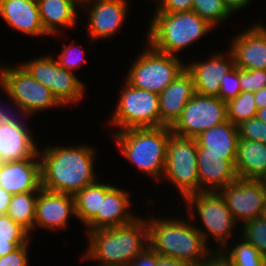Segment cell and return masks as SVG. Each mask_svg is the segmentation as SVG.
Masks as SVG:
<instances>
[{
	"mask_svg": "<svg viewBox=\"0 0 266 266\" xmlns=\"http://www.w3.org/2000/svg\"><path fill=\"white\" fill-rule=\"evenodd\" d=\"M39 191L13 194L7 215L29 232L34 229L36 200Z\"/></svg>",
	"mask_w": 266,
	"mask_h": 266,
	"instance_id": "cell-28",
	"label": "cell"
},
{
	"mask_svg": "<svg viewBox=\"0 0 266 266\" xmlns=\"http://www.w3.org/2000/svg\"><path fill=\"white\" fill-rule=\"evenodd\" d=\"M184 201H186L191 214L194 215V209L197 210L203 225L207 228L208 233L203 229L198 231L203 236L205 243L207 237L210 236L216 239L217 244L220 243L222 249H227V239L232 236V228L235 227L237 221L232 216L230 209L227 207L225 200L219 192H198L196 194L189 195ZM224 247V248H223Z\"/></svg>",
	"mask_w": 266,
	"mask_h": 266,
	"instance_id": "cell-10",
	"label": "cell"
},
{
	"mask_svg": "<svg viewBox=\"0 0 266 266\" xmlns=\"http://www.w3.org/2000/svg\"><path fill=\"white\" fill-rule=\"evenodd\" d=\"M243 224L242 237L256 247L261 255L266 257V222L262 217H259Z\"/></svg>",
	"mask_w": 266,
	"mask_h": 266,
	"instance_id": "cell-32",
	"label": "cell"
},
{
	"mask_svg": "<svg viewBox=\"0 0 266 266\" xmlns=\"http://www.w3.org/2000/svg\"><path fill=\"white\" fill-rule=\"evenodd\" d=\"M218 192L237 223L261 217L266 205V189L258 180L238 178Z\"/></svg>",
	"mask_w": 266,
	"mask_h": 266,
	"instance_id": "cell-13",
	"label": "cell"
},
{
	"mask_svg": "<svg viewBox=\"0 0 266 266\" xmlns=\"http://www.w3.org/2000/svg\"><path fill=\"white\" fill-rule=\"evenodd\" d=\"M0 86H2L3 89H5V86H4V79H3V76H2V72H1V69H0Z\"/></svg>",
	"mask_w": 266,
	"mask_h": 266,
	"instance_id": "cell-50",
	"label": "cell"
},
{
	"mask_svg": "<svg viewBox=\"0 0 266 266\" xmlns=\"http://www.w3.org/2000/svg\"><path fill=\"white\" fill-rule=\"evenodd\" d=\"M37 4L48 35L57 34L59 26L73 27L76 24V6L80 4L77 0H37Z\"/></svg>",
	"mask_w": 266,
	"mask_h": 266,
	"instance_id": "cell-25",
	"label": "cell"
},
{
	"mask_svg": "<svg viewBox=\"0 0 266 266\" xmlns=\"http://www.w3.org/2000/svg\"><path fill=\"white\" fill-rule=\"evenodd\" d=\"M227 120V104L219 97L195 93L186 104L181 116L171 127L172 133L189 138Z\"/></svg>",
	"mask_w": 266,
	"mask_h": 266,
	"instance_id": "cell-12",
	"label": "cell"
},
{
	"mask_svg": "<svg viewBox=\"0 0 266 266\" xmlns=\"http://www.w3.org/2000/svg\"><path fill=\"white\" fill-rule=\"evenodd\" d=\"M228 55L214 54L205 62L187 64L185 69L192 75L195 93L219 97L221 79L235 67L232 51ZM229 56L228 58H225ZM230 58V59H229Z\"/></svg>",
	"mask_w": 266,
	"mask_h": 266,
	"instance_id": "cell-16",
	"label": "cell"
},
{
	"mask_svg": "<svg viewBox=\"0 0 266 266\" xmlns=\"http://www.w3.org/2000/svg\"><path fill=\"white\" fill-rule=\"evenodd\" d=\"M240 93V69L235 66L225 75V78L221 79L219 98L227 103Z\"/></svg>",
	"mask_w": 266,
	"mask_h": 266,
	"instance_id": "cell-34",
	"label": "cell"
},
{
	"mask_svg": "<svg viewBox=\"0 0 266 266\" xmlns=\"http://www.w3.org/2000/svg\"><path fill=\"white\" fill-rule=\"evenodd\" d=\"M40 153L41 188L75 195L97 181L93 170L95 151L90 146L47 147Z\"/></svg>",
	"mask_w": 266,
	"mask_h": 266,
	"instance_id": "cell-1",
	"label": "cell"
},
{
	"mask_svg": "<svg viewBox=\"0 0 266 266\" xmlns=\"http://www.w3.org/2000/svg\"><path fill=\"white\" fill-rule=\"evenodd\" d=\"M227 120L234 125H239L245 120L256 117L257 107L255 94L252 92H241L236 98L227 103Z\"/></svg>",
	"mask_w": 266,
	"mask_h": 266,
	"instance_id": "cell-29",
	"label": "cell"
},
{
	"mask_svg": "<svg viewBox=\"0 0 266 266\" xmlns=\"http://www.w3.org/2000/svg\"><path fill=\"white\" fill-rule=\"evenodd\" d=\"M195 94L192 75L185 69L158 94L160 127H172Z\"/></svg>",
	"mask_w": 266,
	"mask_h": 266,
	"instance_id": "cell-19",
	"label": "cell"
},
{
	"mask_svg": "<svg viewBox=\"0 0 266 266\" xmlns=\"http://www.w3.org/2000/svg\"><path fill=\"white\" fill-rule=\"evenodd\" d=\"M158 254L148 247L138 255L128 266H152L157 265Z\"/></svg>",
	"mask_w": 266,
	"mask_h": 266,
	"instance_id": "cell-42",
	"label": "cell"
},
{
	"mask_svg": "<svg viewBox=\"0 0 266 266\" xmlns=\"http://www.w3.org/2000/svg\"><path fill=\"white\" fill-rule=\"evenodd\" d=\"M197 160L195 138L171 133L167 145L163 177L179 189V193L184 199L200 192Z\"/></svg>",
	"mask_w": 266,
	"mask_h": 266,
	"instance_id": "cell-7",
	"label": "cell"
},
{
	"mask_svg": "<svg viewBox=\"0 0 266 266\" xmlns=\"http://www.w3.org/2000/svg\"><path fill=\"white\" fill-rule=\"evenodd\" d=\"M266 87V70H242L240 69V88L241 92H252Z\"/></svg>",
	"mask_w": 266,
	"mask_h": 266,
	"instance_id": "cell-35",
	"label": "cell"
},
{
	"mask_svg": "<svg viewBox=\"0 0 266 266\" xmlns=\"http://www.w3.org/2000/svg\"><path fill=\"white\" fill-rule=\"evenodd\" d=\"M130 206L129 193L113 187L102 198L101 213L86 225L89 231L113 228L133 222L137 217L128 212Z\"/></svg>",
	"mask_w": 266,
	"mask_h": 266,
	"instance_id": "cell-22",
	"label": "cell"
},
{
	"mask_svg": "<svg viewBox=\"0 0 266 266\" xmlns=\"http://www.w3.org/2000/svg\"><path fill=\"white\" fill-rule=\"evenodd\" d=\"M239 139L259 141L266 144V123L257 117L245 120L237 125Z\"/></svg>",
	"mask_w": 266,
	"mask_h": 266,
	"instance_id": "cell-33",
	"label": "cell"
},
{
	"mask_svg": "<svg viewBox=\"0 0 266 266\" xmlns=\"http://www.w3.org/2000/svg\"><path fill=\"white\" fill-rule=\"evenodd\" d=\"M258 181L266 189V171L259 177Z\"/></svg>",
	"mask_w": 266,
	"mask_h": 266,
	"instance_id": "cell-49",
	"label": "cell"
},
{
	"mask_svg": "<svg viewBox=\"0 0 266 266\" xmlns=\"http://www.w3.org/2000/svg\"><path fill=\"white\" fill-rule=\"evenodd\" d=\"M225 7L232 14L234 11L246 8V6L251 2V0H222Z\"/></svg>",
	"mask_w": 266,
	"mask_h": 266,
	"instance_id": "cell-43",
	"label": "cell"
},
{
	"mask_svg": "<svg viewBox=\"0 0 266 266\" xmlns=\"http://www.w3.org/2000/svg\"><path fill=\"white\" fill-rule=\"evenodd\" d=\"M197 155L223 156L228 161H236L238 148V128L230 121L218 124L199 134Z\"/></svg>",
	"mask_w": 266,
	"mask_h": 266,
	"instance_id": "cell-20",
	"label": "cell"
},
{
	"mask_svg": "<svg viewBox=\"0 0 266 266\" xmlns=\"http://www.w3.org/2000/svg\"><path fill=\"white\" fill-rule=\"evenodd\" d=\"M121 130L160 127L158 94L133 87L126 81L110 120Z\"/></svg>",
	"mask_w": 266,
	"mask_h": 266,
	"instance_id": "cell-8",
	"label": "cell"
},
{
	"mask_svg": "<svg viewBox=\"0 0 266 266\" xmlns=\"http://www.w3.org/2000/svg\"><path fill=\"white\" fill-rule=\"evenodd\" d=\"M242 241L227 253L235 266H266V257L261 255L258 249L247 242L243 237Z\"/></svg>",
	"mask_w": 266,
	"mask_h": 266,
	"instance_id": "cell-31",
	"label": "cell"
},
{
	"mask_svg": "<svg viewBox=\"0 0 266 266\" xmlns=\"http://www.w3.org/2000/svg\"><path fill=\"white\" fill-rule=\"evenodd\" d=\"M235 66L242 70H266V28L260 24L241 32L231 41Z\"/></svg>",
	"mask_w": 266,
	"mask_h": 266,
	"instance_id": "cell-17",
	"label": "cell"
},
{
	"mask_svg": "<svg viewBox=\"0 0 266 266\" xmlns=\"http://www.w3.org/2000/svg\"><path fill=\"white\" fill-rule=\"evenodd\" d=\"M12 194L0 187V215L7 214Z\"/></svg>",
	"mask_w": 266,
	"mask_h": 266,
	"instance_id": "cell-44",
	"label": "cell"
},
{
	"mask_svg": "<svg viewBox=\"0 0 266 266\" xmlns=\"http://www.w3.org/2000/svg\"><path fill=\"white\" fill-rule=\"evenodd\" d=\"M29 242L25 245L19 246L13 252L6 256L0 257V266H27L28 254L27 247Z\"/></svg>",
	"mask_w": 266,
	"mask_h": 266,
	"instance_id": "cell-37",
	"label": "cell"
},
{
	"mask_svg": "<svg viewBox=\"0 0 266 266\" xmlns=\"http://www.w3.org/2000/svg\"><path fill=\"white\" fill-rule=\"evenodd\" d=\"M86 258L101 261L98 266H128L149 247L147 220L89 231Z\"/></svg>",
	"mask_w": 266,
	"mask_h": 266,
	"instance_id": "cell-2",
	"label": "cell"
},
{
	"mask_svg": "<svg viewBox=\"0 0 266 266\" xmlns=\"http://www.w3.org/2000/svg\"><path fill=\"white\" fill-rule=\"evenodd\" d=\"M29 242V236H2L0 235V257L13 252L19 246Z\"/></svg>",
	"mask_w": 266,
	"mask_h": 266,
	"instance_id": "cell-40",
	"label": "cell"
},
{
	"mask_svg": "<svg viewBox=\"0 0 266 266\" xmlns=\"http://www.w3.org/2000/svg\"><path fill=\"white\" fill-rule=\"evenodd\" d=\"M21 65L36 81L51 90L61 106L76 103L84 95L83 82L73 72L60 67L52 56L46 55Z\"/></svg>",
	"mask_w": 266,
	"mask_h": 266,
	"instance_id": "cell-11",
	"label": "cell"
},
{
	"mask_svg": "<svg viewBox=\"0 0 266 266\" xmlns=\"http://www.w3.org/2000/svg\"><path fill=\"white\" fill-rule=\"evenodd\" d=\"M79 3H80V5L81 4H83L84 2H86V1H89V0H77Z\"/></svg>",
	"mask_w": 266,
	"mask_h": 266,
	"instance_id": "cell-52",
	"label": "cell"
},
{
	"mask_svg": "<svg viewBox=\"0 0 266 266\" xmlns=\"http://www.w3.org/2000/svg\"><path fill=\"white\" fill-rule=\"evenodd\" d=\"M76 217L74 196L40 189L36 200L35 226L47 229L65 228L68 218Z\"/></svg>",
	"mask_w": 266,
	"mask_h": 266,
	"instance_id": "cell-18",
	"label": "cell"
},
{
	"mask_svg": "<svg viewBox=\"0 0 266 266\" xmlns=\"http://www.w3.org/2000/svg\"><path fill=\"white\" fill-rule=\"evenodd\" d=\"M91 6L89 11V35L90 39H104L114 36L121 28L128 13L127 0H89L81 4Z\"/></svg>",
	"mask_w": 266,
	"mask_h": 266,
	"instance_id": "cell-15",
	"label": "cell"
},
{
	"mask_svg": "<svg viewBox=\"0 0 266 266\" xmlns=\"http://www.w3.org/2000/svg\"><path fill=\"white\" fill-rule=\"evenodd\" d=\"M37 150L31 157L17 161L0 162V187L18 194L41 189V160Z\"/></svg>",
	"mask_w": 266,
	"mask_h": 266,
	"instance_id": "cell-14",
	"label": "cell"
},
{
	"mask_svg": "<svg viewBox=\"0 0 266 266\" xmlns=\"http://www.w3.org/2000/svg\"><path fill=\"white\" fill-rule=\"evenodd\" d=\"M0 69L4 79V91L21 114L29 116L31 113L61 105L51 90L36 81L21 64L18 68L0 66Z\"/></svg>",
	"mask_w": 266,
	"mask_h": 266,
	"instance_id": "cell-9",
	"label": "cell"
},
{
	"mask_svg": "<svg viewBox=\"0 0 266 266\" xmlns=\"http://www.w3.org/2000/svg\"><path fill=\"white\" fill-rule=\"evenodd\" d=\"M235 169L238 178L258 180L266 171V144L239 139Z\"/></svg>",
	"mask_w": 266,
	"mask_h": 266,
	"instance_id": "cell-26",
	"label": "cell"
},
{
	"mask_svg": "<svg viewBox=\"0 0 266 266\" xmlns=\"http://www.w3.org/2000/svg\"><path fill=\"white\" fill-rule=\"evenodd\" d=\"M0 235L2 236H29L30 232L22 225L14 222L7 214L0 215Z\"/></svg>",
	"mask_w": 266,
	"mask_h": 266,
	"instance_id": "cell-38",
	"label": "cell"
},
{
	"mask_svg": "<svg viewBox=\"0 0 266 266\" xmlns=\"http://www.w3.org/2000/svg\"><path fill=\"white\" fill-rule=\"evenodd\" d=\"M170 127L133 128L113 133L127 160L143 173L160 178L164 174ZM159 177V178H158Z\"/></svg>",
	"mask_w": 266,
	"mask_h": 266,
	"instance_id": "cell-5",
	"label": "cell"
},
{
	"mask_svg": "<svg viewBox=\"0 0 266 266\" xmlns=\"http://www.w3.org/2000/svg\"><path fill=\"white\" fill-rule=\"evenodd\" d=\"M13 113L10 115V112L6 111L0 106V125L2 124H10L12 122H16L19 119L14 116H12Z\"/></svg>",
	"mask_w": 266,
	"mask_h": 266,
	"instance_id": "cell-47",
	"label": "cell"
},
{
	"mask_svg": "<svg viewBox=\"0 0 266 266\" xmlns=\"http://www.w3.org/2000/svg\"><path fill=\"white\" fill-rule=\"evenodd\" d=\"M152 266H192V265L182 262L180 260L168 257H162L158 254L157 265H152Z\"/></svg>",
	"mask_w": 266,
	"mask_h": 266,
	"instance_id": "cell-45",
	"label": "cell"
},
{
	"mask_svg": "<svg viewBox=\"0 0 266 266\" xmlns=\"http://www.w3.org/2000/svg\"><path fill=\"white\" fill-rule=\"evenodd\" d=\"M192 11L214 27L231 16L222 0H193Z\"/></svg>",
	"mask_w": 266,
	"mask_h": 266,
	"instance_id": "cell-30",
	"label": "cell"
},
{
	"mask_svg": "<svg viewBox=\"0 0 266 266\" xmlns=\"http://www.w3.org/2000/svg\"><path fill=\"white\" fill-rule=\"evenodd\" d=\"M147 48L132 64L126 81L133 87L159 94L185 70V64L179 57L157 51L149 43Z\"/></svg>",
	"mask_w": 266,
	"mask_h": 266,
	"instance_id": "cell-6",
	"label": "cell"
},
{
	"mask_svg": "<svg viewBox=\"0 0 266 266\" xmlns=\"http://www.w3.org/2000/svg\"><path fill=\"white\" fill-rule=\"evenodd\" d=\"M262 219L266 222V205L262 211V215H261Z\"/></svg>",
	"mask_w": 266,
	"mask_h": 266,
	"instance_id": "cell-51",
	"label": "cell"
},
{
	"mask_svg": "<svg viewBox=\"0 0 266 266\" xmlns=\"http://www.w3.org/2000/svg\"><path fill=\"white\" fill-rule=\"evenodd\" d=\"M153 219L147 224L149 247L154 252L192 266H198L204 261L210 250L197 226L182 219Z\"/></svg>",
	"mask_w": 266,
	"mask_h": 266,
	"instance_id": "cell-3",
	"label": "cell"
},
{
	"mask_svg": "<svg viewBox=\"0 0 266 266\" xmlns=\"http://www.w3.org/2000/svg\"><path fill=\"white\" fill-rule=\"evenodd\" d=\"M152 18L147 42L157 51L176 57L180 50L214 28L194 11L156 12Z\"/></svg>",
	"mask_w": 266,
	"mask_h": 266,
	"instance_id": "cell-4",
	"label": "cell"
},
{
	"mask_svg": "<svg viewBox=\"0 0 266 266\" xmlns=\"http://www.w3.org/2000/svg\"><path fill=\"white\" fill-rule=\"evenodd\" d=\"M255 104L257 109H262L266 107V87L256 91L255 93Z\"/></svg>",
	"mask_w": 266,
	"mask_h": 266,
	"instance_id": "cell-46",
	"label": "cell"
},
{
	"mask_svg": "<svg viewBox=\"0 0 266 266\" xmlns=\"http://www.w3.org/2000/svg\"><path fill=\"white\" fill-rule=\"evenodd\" d=\"M256 117H257L258 119H260L261 121H263L264 123H266V107L257 110V115H256Z\"/></svg>",
	"mask_w": 266,
	"mask_h": 266,
	"instance_id": "cell-48",
	"label": "cell"
},
{
	"mask_svg": "<svg viewBox=\"0 0 266 266\" xmlns=\"http://www.w3.org/2000/svg\"><path fill=\"white\" fill-rule=\"evenodd\" d=\"M76 48L77 47H74V44L64 46L61 54L59 55V59L57 60V63L60 67L73 72L72 70L74 69L76 70V68L82 65L83 63L82 61L83 58L81 57L82 54L79 53Z\"/></svg>",
	"mask_w": 266,
	"mask_h": 266,
	"instance_id": "cell-36",
	"label": "cell"
},
{
	"mask_svg": "<svg viewBox=\"0 0 266 266\" xmlns=\"http://www.w3.org/2000/svg\"><path fill=\"white\" fill-rule=\"evenodd\" d=\"M156 12L178 13L192 11L193 0H160Z\"/></svg>",
	"mask_w": 266,
	"mask_h": 266,
	"instance_id": "cell-39",
	"label": "cell"
},
{
	"mask_svg": "<svg viewBox=\"0 0 266 266\" xmlns=\"http://www.w3.org/2000/svg\"><path fill=\"white\" fill-rule=\"evenodd\" d=\"M219 250L221 249H218L217 253L215 254L216 256L209 254L211 253L209 251L204 261L201 262L198 266H235L231 257L227 253L223 251L220 252ZM209 255L211 256V258Z\"/></svg>",
	"mask_w": 266,
	"mask_h": 266,
	"instance_id": "cell-41",
	"label": "cell"
},
{
	"mask_svg": "<svg viewBox=\"0 0 266 266\" xmlns=\"http://www.w3.org/2000/svg\"><path fill=\"white\" fill-rule=\"evenodd\" d=\"M197 159L200 192H217L238 179L235 161L214 155H197Z\"/></svg>",
	"mask_w": 266,
	"mask_h": 266,
	"instance_id": "cell-24",
	"label": "cell"
},
{
	"mask_svg": "<svg viewBox=\"0 0 266 266\" xmlns=\"http://www.w3.org/2000/svg\"><path fill=\"white\" fill-rule=\"evenodd\" d=\"M28 129L19 120L0 125V162L26 159L38 150Z\"/></svg>",
	"mask_w": 266,
	"mask_h": 266,
	"instance_id": "cell-23",
	"label": "cell"
},
{
	"mask_svg": "<svg viewBox=\"0 0 266 266\" xmlns=\"http://www.w3.org/2000/svg\"><path fill=\"white\" fill-rule=\"evenodd\" d=\"M114 186L101 184L98 180L79 190L74 195L76 218L86 226L96 215L101 213L102 198Z\"/></svg>",
	"mask_w": 266,
	"mask_h": 266,
	"instance_id": "cell-27",
	"label": "cell"
},
{
	"mask_svg": "<svg viewBox=\"0 0 266 266\" xmlns=\"http://www.w3.org/2000/svg\"><path fill=\"white\" fill-rule=\"evenodd\" d=\"M0 15L13 29L31 36L47 35L37 0H0Z\"/></svg>",
	"mask_w": 266,
	"mask_h": 266,
	"instance_id": "cell-21",
	"label": "cell"
}]
</instances>
